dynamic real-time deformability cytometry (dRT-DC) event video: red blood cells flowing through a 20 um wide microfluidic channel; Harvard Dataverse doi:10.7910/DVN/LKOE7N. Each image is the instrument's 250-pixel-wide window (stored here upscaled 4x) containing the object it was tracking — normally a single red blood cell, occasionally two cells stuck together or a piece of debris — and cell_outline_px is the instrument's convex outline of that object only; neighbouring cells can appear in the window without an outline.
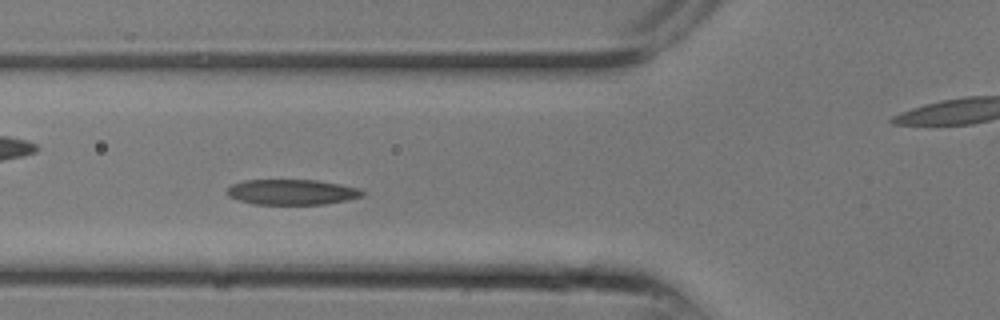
{"species": "common noctule bat (a hibernating species)", "species_latin": "Nyctalus noctula", "temperature_condition": "room temperature", "stored_images_in_passage": 13, "camera_frame_rate_fps": 3000, "um_per_image_px": 0.085, "animal": {"sex": "male", "body_mass_g": 13.3}, "frame": {"image": 1, "passage_image": 6, "time_ms": 1.667, "image_size_px": [1000, 320], "cell_outline_px": [[364, 196], [348, 200], [324, 204], [252, 204], [228, 196], [224, 192], [232, 184], [244, 180], [316, 180], [340, 184], [360, 188], [364, 192]], "centroid_in_image_um": [24.82, 16.32], "position_along_channel_um": 101.0, "area_um2": 20.11}}
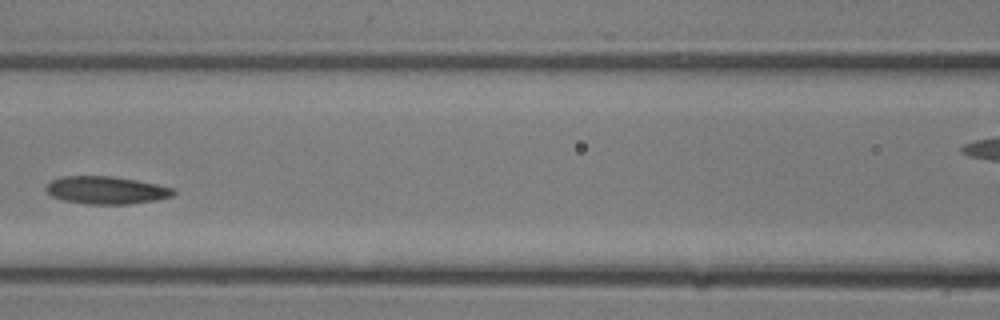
{"frame": {"image": 2, "passage_image": 8, "time_ms": 2.333, "image_size_px": [1000, 320], "cell_outline_px": [[176, 192], [172, 196], [156, 200], [128, 204], [88, 204], [64, 200], [52, 196], [44, 188], [52, 180], [64, 176], [112, 176], [136, 180], [176, 188]], "centroid_in_image_um": [9.06, 16.16], "position_along_channel_um": 157.5, "area_um2": 20.46}}
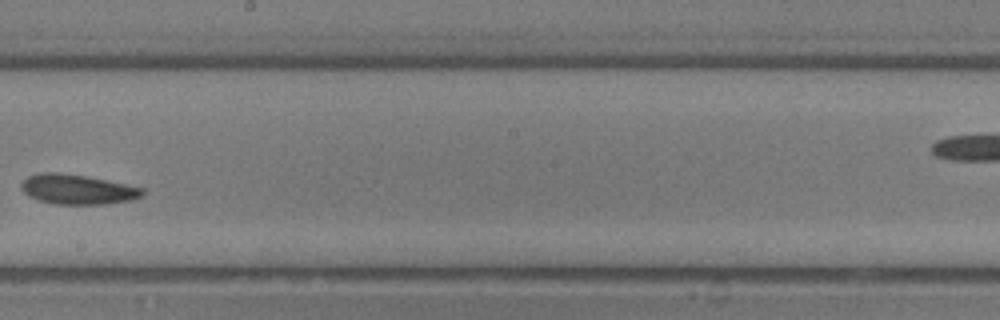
{"frame": {"image": 3, "passage_image": 11, "time_ms": 3.333, "image_size_px": [1000, 320], "cell_outline_px": [[144, 192], [140, 196], [132, 200], [104, 204], [56, 204], [40, 200], [28, 196], [20, 188], [20, 184], [28, 176], [40, 172], [56, 172], [88, 176], [144, 188]], "centroid_in_image_um": [6.56, 16.09], "position_along_channel_um": 241.6, "area_um2": 21.04}}